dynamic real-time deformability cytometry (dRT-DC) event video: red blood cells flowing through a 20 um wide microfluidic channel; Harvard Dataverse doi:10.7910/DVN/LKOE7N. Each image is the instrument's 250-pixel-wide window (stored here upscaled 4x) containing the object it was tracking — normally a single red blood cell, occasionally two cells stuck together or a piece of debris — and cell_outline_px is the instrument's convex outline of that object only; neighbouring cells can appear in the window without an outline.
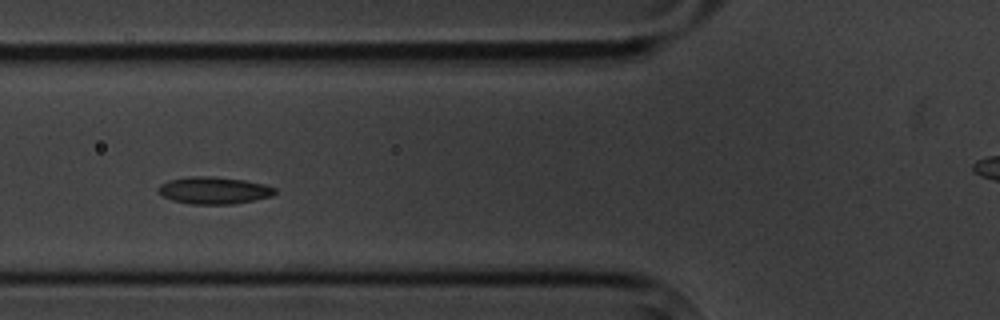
{"species": "common noctule bat (a hibernating species)", "species_latin": "Nyctalus noctula", "temperature_condition": "cold", "stored_images_in_passage": 7, "camera_frame_rate_fps": 3000, "um_per_image_px": 0.085, "animal": {"sex": "male", "body_mass_g": 20.1, "forearm_length_mm": 53.5}, "frame": {"image": 1, "passage_image": 4, "time_ms": 3.333, "image_size_px": [1000, 320], "cell_outline_px": [[276, 192], [272, 196], [232, 204], [192, 204], [172, 200], [156, 192], [156, 188], [160, 184], [168, 180], [188, 176], [212, 176], [244, 180], [264, 184], [276, 188]], "centroid_in_image_um": [18.14, 16.17], "position_along_channel_um": 107.7, "area_um2": 18.5}}
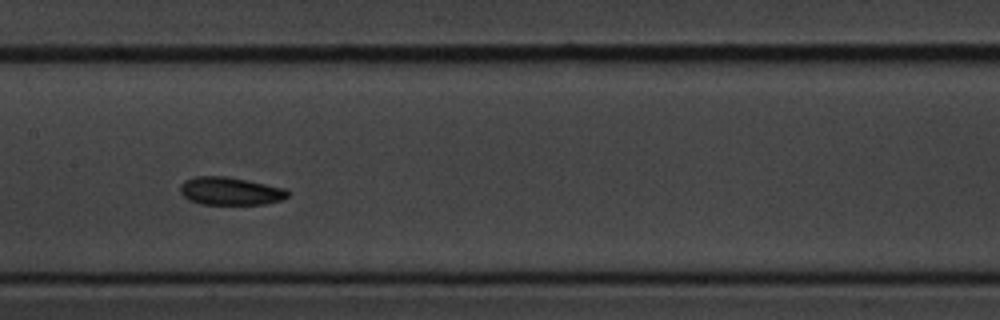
{"frame": {"image": 2, "passage_image": 6, "time_ms": 5.667, "image_size_px": [1000, 320], "cell_outline_px": [[288, 196], [284, 200], [264, 204], [200, 204], [188, 200], [180, 192], [180, 184], [184, 180], [196, 176], [224, 176], [248, 180], [284, 188], [288, 192]], "centroid_in_image_um": [19.55, 16.24], "position_along_channel_um": 187.8, "area_um2": 17.57}}
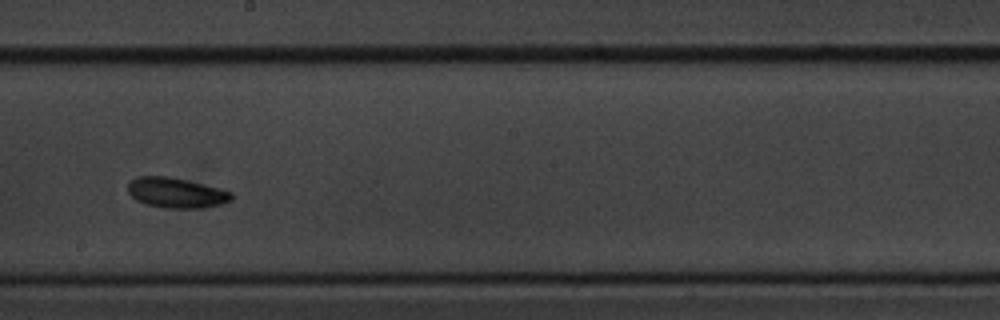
{"frame": {"image": 3, "passage_image": 7, "time_ms": 7.0, "image_size_px": [1000, 320], "cell_outline_px": [[232, 200], [220, 204], [204, 208], [164, 208], [144, 204], [136, 200], [128, 192], [128, 180], [136, 176], [168, 176], [188, 180], [220, 188], [232, 192]], "centroid_in_image_um": [14.95, 16.38], "position_along_channel_um": 233.3, "area_um2": 18.5}}